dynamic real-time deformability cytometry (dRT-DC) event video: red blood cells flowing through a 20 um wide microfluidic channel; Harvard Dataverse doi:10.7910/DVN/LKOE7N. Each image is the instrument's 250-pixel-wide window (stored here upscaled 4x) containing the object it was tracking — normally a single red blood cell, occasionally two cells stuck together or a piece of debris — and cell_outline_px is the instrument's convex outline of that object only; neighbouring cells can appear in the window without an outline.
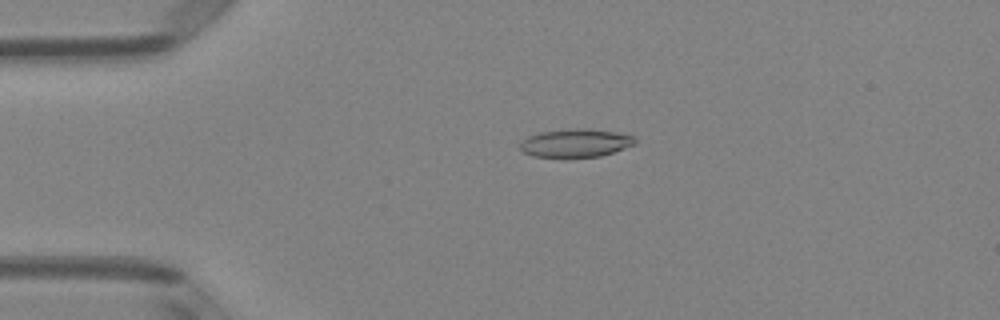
{"species": "Egyptian fruit bat (a non-hibernating species)", "species_latin": "Rousettus aegyptiacus", "temperature_condition": "room temperature", "stored_images_in_passage": 50, "camera_frame_rate_fps": 3000, "um_per_image_px": 0.085, "animal": {"sex": "female"}, "frame": {"image": 1, "passage_image": 11, "time_ms": 3.333, "image_size_px": [1000, 320], "cell_outline_px": [[636, 144], [600, 156], [564, 160], [532, 156], [524, 152], [520, 148], [520, 140], [528, 136], [540, 132], [572, 128], [588, 128], [616, 132], [636, 136]], "centroid_in_image_um": [48.89, 12.19], "position_along_channel_um": 36.1, "area_um2": 19.77}}
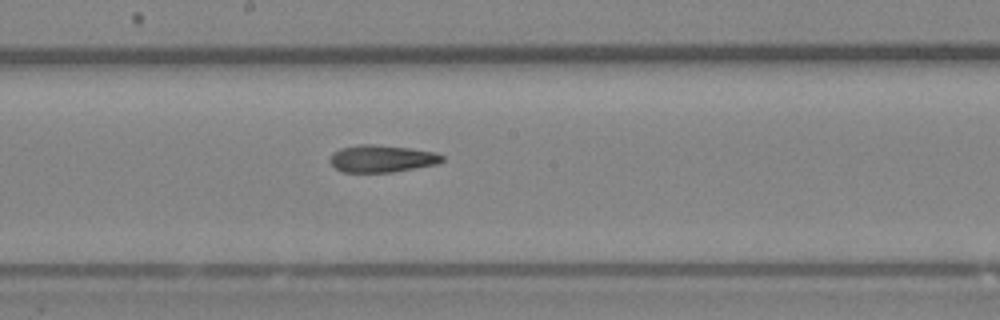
{"frame": {"image": 2, "passage_image": 27, "time_ms": 8.667, "image_size_px": [1000, 320], "cell_outline_px": [[444, 160], [436, 164], [392, 172], [344, 172], [336, 168], [328, 160], [332, 152], [340, 148], [360, 144], [376, 144], [412, 148], [436, 152], [444, 156]], "centroid_in_image_um": [32.45, 13.47], "position_along_channel_um": 215.8, "area_um2": 17.92}}
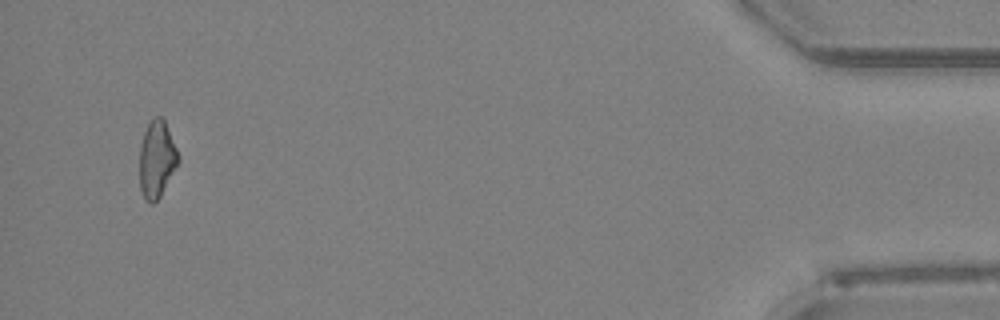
{"frame": {"image": 3, "passage_image": 48, "time_ms": 15.667, "image_size_px": [1000, 320], "cell_outline_px": [[180, 160], [160, 196], [152, 204], [144, 200], [140, 188], [140, 144], [144, 132], [152, 116], [160, 116], [164, 120], [180, 156]], "centroid_in_image_um": [13.32, 13.52], "position_along_channel_um": 421.9, "area_um2": 17.34}, "authors_computed_cell_mechanics": {"area_um2": 18.207, "velocity_mm_per_s": 4.0723, "shape_relaxation_time_tau1_ms": 10.1185, "shape_relaxation_time_tau2_ms": 7.2038, "deformation_change_tau1": 0.2077, "deformation_change_tau2": 0.1961}}